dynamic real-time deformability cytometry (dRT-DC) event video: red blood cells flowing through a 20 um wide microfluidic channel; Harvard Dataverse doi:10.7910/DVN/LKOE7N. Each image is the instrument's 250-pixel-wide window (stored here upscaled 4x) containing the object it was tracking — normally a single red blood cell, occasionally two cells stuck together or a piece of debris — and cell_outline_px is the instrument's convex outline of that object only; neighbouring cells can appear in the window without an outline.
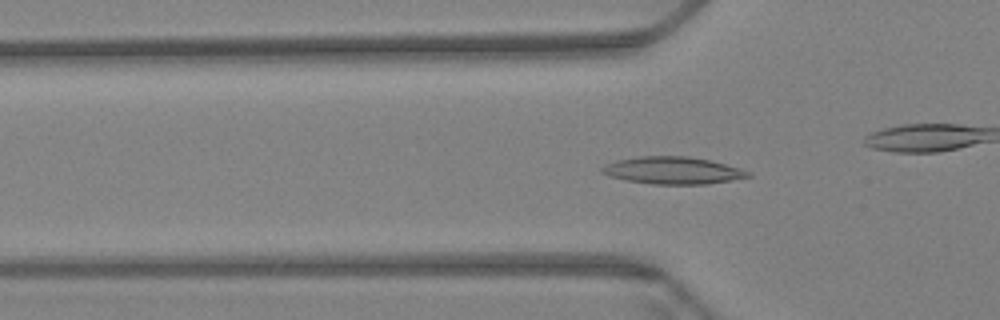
{"species": "Egyptian fruit bat (a non-hibernating species)", "species_latin": "Rousettus aegyptiacus", "temperature_condition": "warm", "stored_images_in_passage": 62, "camera_frame_rate_fps": 3000, "um_per_image_px": 0.085, "animal": {"sex": "female"}, "frame": {"image": 1, "passage_image": 20, "time_ms": 6.333, "image_size_px": [1000, 320], "cell_outline_px": [[752, 176], [708, 184], [652, 184], [628, 180], [608, 176], [600, 172], [600, 168], [604, 164], [616, 160], [636, 156], [688, 156], [708, 160], [740, 168], [752, 172]], "centroid_in_image_um": [57.15, 14.48], "position_along_channel_um": 68.7, "area_um2": 23.24}}
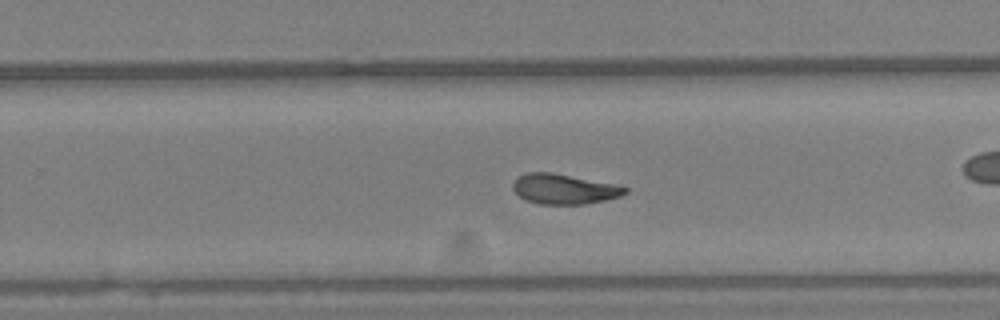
{"frame": {"image": 2, "passage_image": 39, "time_ms": 12.667, "image_size_px": [1000, 320], "cell_outline_px": [[628, 192], [620, 196], [604, 200], [584, 204], [540, 204], [528, 200], [520, 196], [512, 188], [512, 184], [520, 176], [528, 172], [552, 172], [612, 184], [628, 188]], "centroid_in_image_um": [47.94, 16.07], "position_along_channel_um": 281.9, "area_um2": 19.25}}
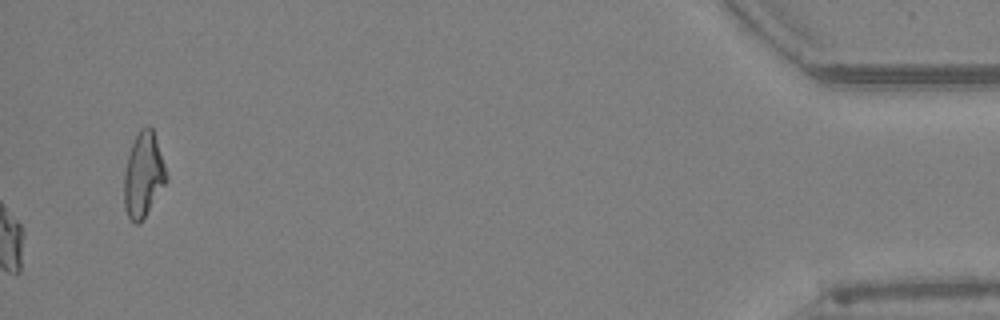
{"frame": {"image": 3, "passage_image": 62, "time_ms": 20.333, "image_size_px": [1000, 320], "cell_outline_px": [[168, 180], [140, 224], [136, 224], [128, 216], [124, 208], [124, 172], [128, 152], [140, 128], [148, 124], [152, 128], [168, 176]], "centroid_in_image_um": [12.18, 14.87], "position_along_channel_um": 423.0, "area_um2": 20.87}, "authors_computed_cell_mechanics": {"area_um2": 20.2011, "velocity_mm_per_s": 3.3825, "shape_relaxation_time_tau1_ms": null, "shape_relaxation_time_tau2_ms": 3.6266, "deformation_change_tau1": null, "deformation_change_tau2": 0.0978}}